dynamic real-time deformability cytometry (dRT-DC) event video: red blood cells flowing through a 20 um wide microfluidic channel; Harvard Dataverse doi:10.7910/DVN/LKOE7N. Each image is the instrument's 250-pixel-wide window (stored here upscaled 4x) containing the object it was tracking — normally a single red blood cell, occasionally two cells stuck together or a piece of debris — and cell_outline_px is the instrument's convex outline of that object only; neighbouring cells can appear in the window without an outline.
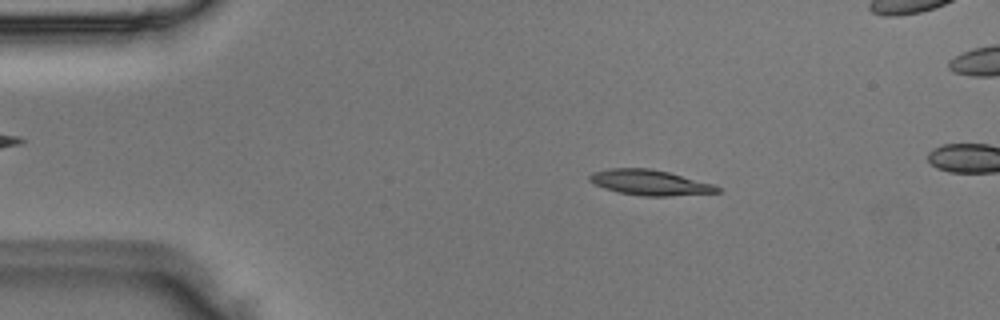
{"species": "Egyptian fruit bat (a non-hibernating species)", "species_latin": "Rousettus aegyptiacus", "temperature_condition": "room temperature", "stored_images_in_passage": 48, "camera_frame_rate_fps": 3000, "um_per_image_px": 0.085, "animal": {"sex": "male"}, "frame": {"image": 1, "passage_image": 8, "time_ms": 2.333, "image_size_px": [1000, 320], "cell_outline_px": [[720, 192], [668, 196], [644, 196], [620, 192], [604, 188], [588, 180], [588, 176], [592, 172], [612, 168], [648, 168], [668, 172], [712, 184], [720, 188]], "centroid_in_image_um": [55.2, 15.51], "position_along_channel_um": 29.8, "area_um2": 18.55}}
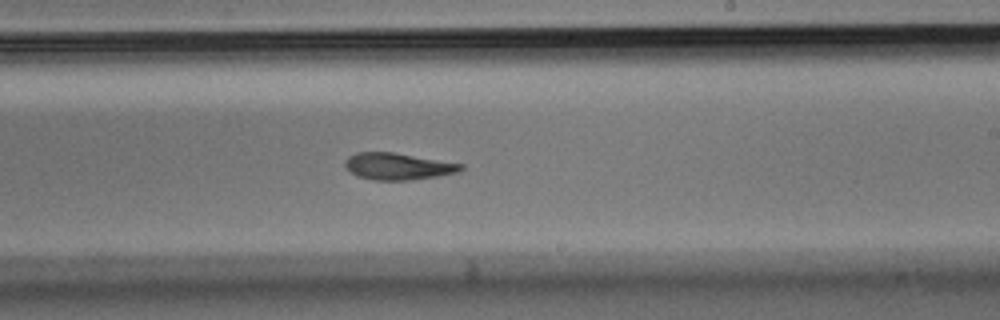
{"frame": {"image": 2, "passage_image": 28, "time_ms": 9.0, "image_size_px": [1000, 320], "cell_outline_px": [[464, 168], [460, 172], [412, 180], [372, 180], [356, 176], [344, 168], [344, 160], [348, 156], [356, 152], [392, 152], [464, 164]], "centroid_in_image_um": [33.78, 14.14], "position_along_channel_um": 255.2, "area_um2": 18.26}}
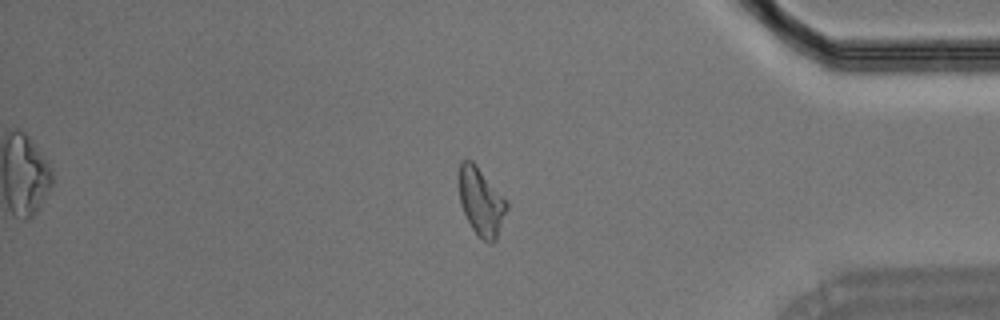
{"frame": {"image": 3, "passage_image": 40, "time_ms": 13.0, "image_size_px": [1000, 320], "cell_outline_px": [[508, 208], [496, 240], [492, 244], [484, 240], [472, 228], [464, 212], [460, 200], [460, 160], [472, 160], [476, 164], [508, 204]], "centroid_in_image_um": [40.91, 17.16], "position_along_channel_um": 394.3, "area_um2": 18.26}}